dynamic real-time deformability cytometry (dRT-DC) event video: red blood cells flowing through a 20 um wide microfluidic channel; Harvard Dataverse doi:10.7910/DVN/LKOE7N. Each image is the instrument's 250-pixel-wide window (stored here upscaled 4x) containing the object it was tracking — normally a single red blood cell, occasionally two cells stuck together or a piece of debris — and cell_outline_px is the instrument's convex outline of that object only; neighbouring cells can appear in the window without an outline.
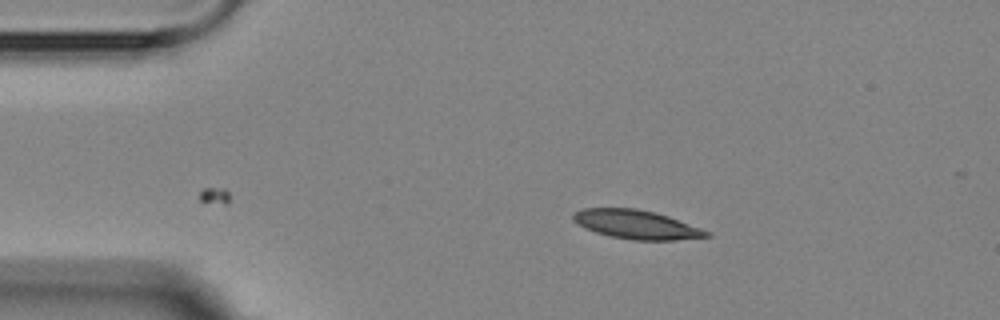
{"species": "Egyptian fruit bat (a non-hibernating species)", "species_latin": "Rousettus aegyptiacus", "temperature_condition": "room temperature", "stored_images_in_passage": 3, "camera_frame_rate_fps": 3000, "um_per_image_px": 0.085, "animal": {"sex": "female"}, "frame": {"image": 1, "passage_image": 3, "time_ms": 2.667, "image_size_px": [1000, 320], "cell_outline_px": [[712, 236], [676, 240], [632, 240], [608, 236], [584, 228], [572, 220], [572, 212], [580, 208], [636, 208], [656, 212], [668, 216], [712, 232]], "centroid_in_image_um": [54.07, 19.08], "position_along_channel_um": 30.9, "area_um2": 22.72}}